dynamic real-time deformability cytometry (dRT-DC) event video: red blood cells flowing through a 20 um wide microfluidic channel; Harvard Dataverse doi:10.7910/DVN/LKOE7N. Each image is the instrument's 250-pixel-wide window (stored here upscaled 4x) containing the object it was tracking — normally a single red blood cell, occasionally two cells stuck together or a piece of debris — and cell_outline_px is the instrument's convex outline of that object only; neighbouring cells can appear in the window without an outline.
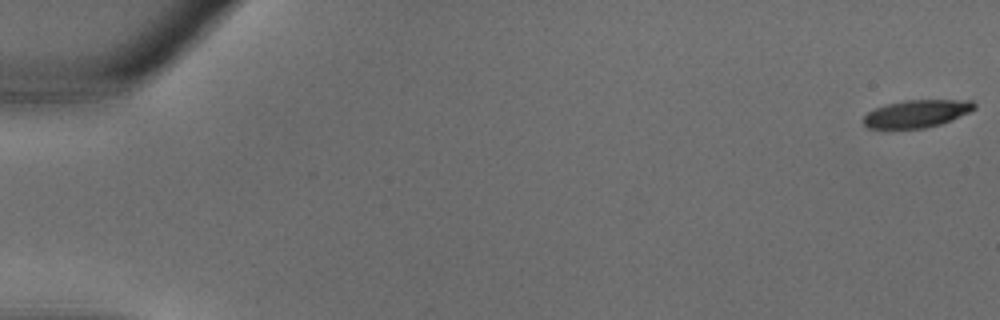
{"species": "common noctule bat (a hibernating species)", "species_latin": "Nyctalus noctula", "temperature_condition": "warm", "stored_images_in_passage": 35, "camera_frame_rate_fps": 3000, "um_per_image_px": 0.085, "animal": {"sex": "male", "body_mass_g": 18.8}, "frame": {"image": 1, "passage_image": 1, "time_ms": 0.0, "image_size_px": [1000, 320], "cell_outline_px": [[976, 108], [968, 112], [940, 124], [924, 128], [868, 128], [864, 124], [864, 116], [868, 112], [876, 108], [888, 104], [904, 100], [972, 100], [976, 104]], "centroid_in_image_um": [77.93, 9.65], "position_along_channel_um": 7.1, "area_um2": 17.51}}
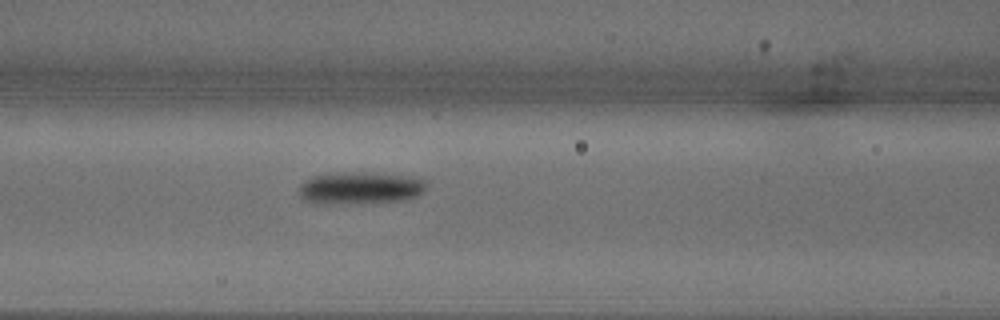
{"frame": {"image": 2, "passage_image": 16, "time_ms": 5.0, "image_size_px": [1000, 320], "cell_outline_px": [[428, 188], [424, 192], [416, 196], [404, 200], [324, 204], [316, 204], [304, 200], [300, 196], [300, 184], [304, 180], [312, 176], [360, 172], [368, 172], [420, 176], [428, 180]], "centroid_in_image_um": [30.71, 15.96], "position_along_channel_um": 135.9, "area_um2": 24.16}}
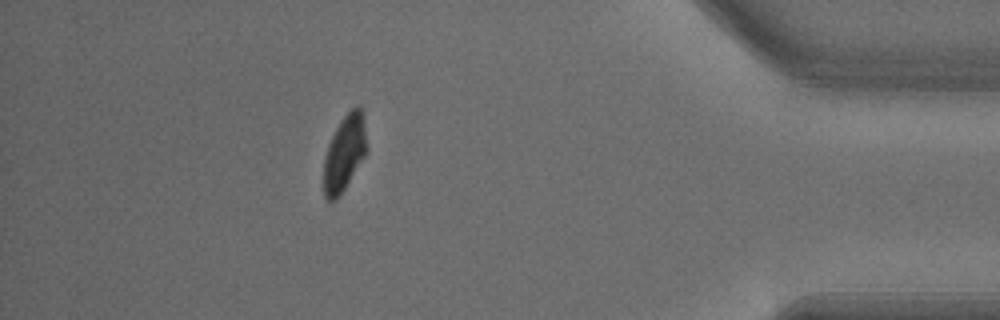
{"frame": {"image": 3, "passage_image": 32, "time_ms": 10.333, "image_size_px": [1000, 320], "cell_outline_px": [[368, 152], [336, 200], [328, 200], [324, 196], [324, 156], [328, 144], [340, 120], [356, 104], [360, 104], [364, 112], [368, 148]], "centroid_in_image_um": [29.32, 12.93], "position_along_channel_um": 405.9, "area_um2": 19.36}}